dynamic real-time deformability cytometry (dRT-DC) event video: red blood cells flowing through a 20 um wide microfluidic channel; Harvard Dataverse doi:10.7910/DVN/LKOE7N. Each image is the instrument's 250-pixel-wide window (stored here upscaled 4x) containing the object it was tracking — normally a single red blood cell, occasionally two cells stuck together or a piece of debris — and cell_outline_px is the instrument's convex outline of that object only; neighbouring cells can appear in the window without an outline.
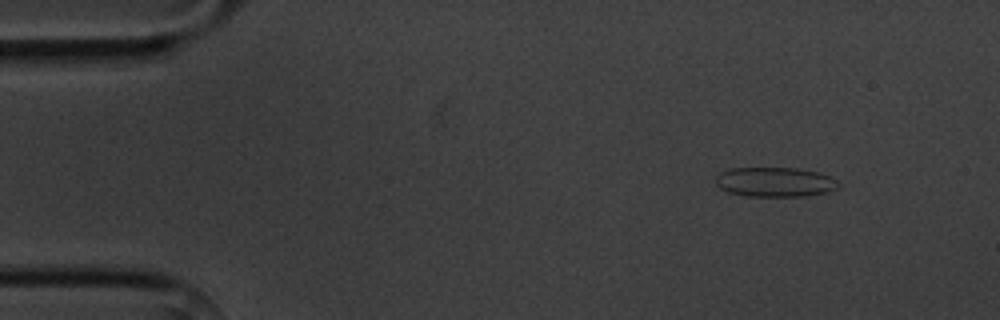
{"species": "common noctule bat (a hibernating species)", "species_latin": "Nyctalus noctula", "temperature_condition": "cold", "stored_images_in_passage": 5, "camera_frame_rate_fps": 3000, "um_per_image_px": 0.085, "animal": {"sex": "male", "body_mass_g": 20.1, "forearm_length_mm": 53.5}, "frame": {"image": 1, "passage_image": 1, "time_ms": 0.0, "image_size_px": [1000, 320], "cell_outline_px": [[840, 184], [836, 188], [828, 192], [804, 196], [748, 196], [728, 192], [720, 188], [716, 184], [716, 176], [720, 172], [732, 168], [796, 168], [820, 172], [832, 176]], "centroid_in_image_um": [65.89, 15.47], "position_along_channel_um": 19.1, "area_um2": 21.27}}